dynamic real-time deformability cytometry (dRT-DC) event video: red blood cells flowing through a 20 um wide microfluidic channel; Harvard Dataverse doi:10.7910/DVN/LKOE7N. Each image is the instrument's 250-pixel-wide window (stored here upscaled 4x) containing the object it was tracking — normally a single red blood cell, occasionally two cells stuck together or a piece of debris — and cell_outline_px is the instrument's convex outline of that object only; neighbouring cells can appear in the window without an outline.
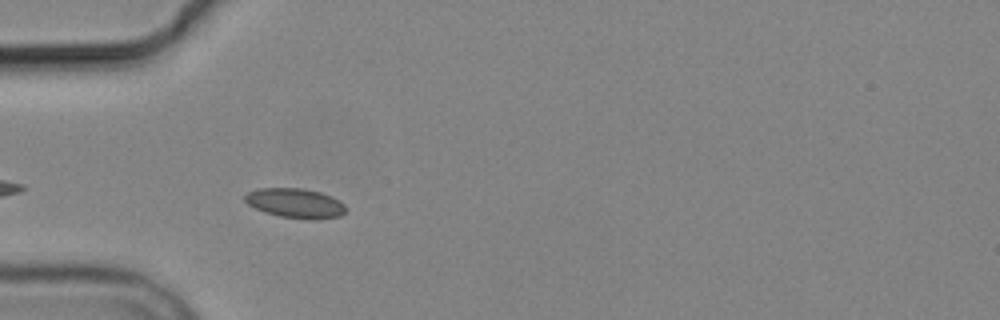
{"species": "common noctule bat (a hibernating species)", "species_latin": "Nyctalus noctula", "temperature_condition": "cold", "stored_images_in_passage": 4, "camera_frame_rate_fps": 3000, "um_per_image_px": 0.085, "animal": {"sex": "male", "body_mass_g": 19.2, "forearm_length_mm": 51.8}, "frame": {"image": 1, "passage_image": 2, "time_ms": 1.0, "image_size_px": [1000, 320], "cell_outline_px": [[348, 208], [340, 216], [316, 220], [308, 220], [280, 216], [264, 212], [248, 204], [244, 200], [244, 196], [248, 192], [260, 188], [304, 188], [320, 192], [332, 196], [340, 200]], "centroid_in_image_um": [25.14, 17.27], "position_along_channel_um": 59.9, "area_um2": 17.63}}
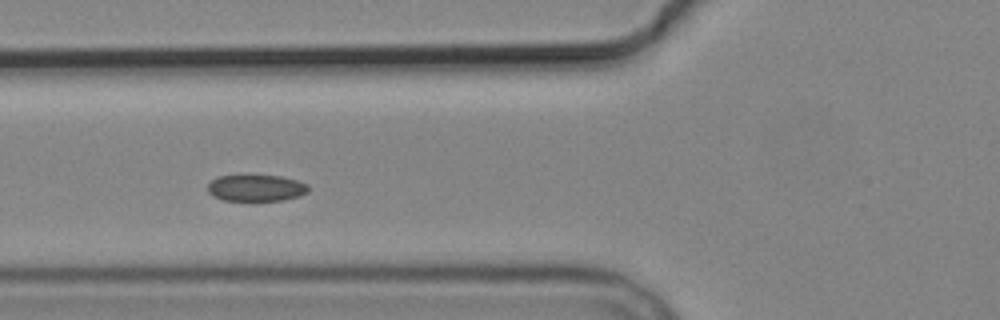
{"frame": {"image": 2, "passage_image": 3, "time_ms": 2.333, "image_size_px": [1000, 320], "cell_outline_px": [[308, 192], [300, 196], [284, 200], [224, 200], [212, 196], [208, 192], [208, 184], [216, 176], [280, 176], [296, 180], [308, 184]], "centroid_in_image_um": [21.77, 15.98], "position_along_channel_um": 104.0, "area_um2": 15.43}}
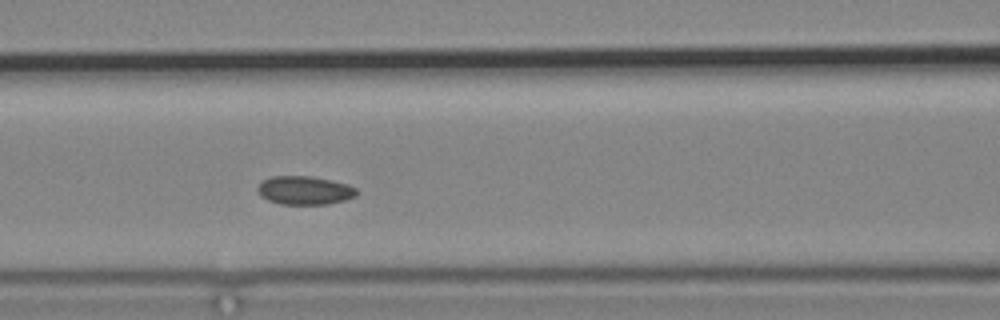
{"frame": {"image": 3, "passage_image": 4, "time_ms": 3.333, "image_size_px": [1000, 320], "cell_outline_px": [[356, 196], [344, 200], [328, 204], [280, 204], [268, 200], [260, 196], [256, 188], [264, 180], [272, 176], [312, 176], [332, 180], [348, 184], [356, 188]], "centroid_in_image_um": [25.89, 16.18], "position_along_channel_um": 140.7, "area_um2": 16.47}}